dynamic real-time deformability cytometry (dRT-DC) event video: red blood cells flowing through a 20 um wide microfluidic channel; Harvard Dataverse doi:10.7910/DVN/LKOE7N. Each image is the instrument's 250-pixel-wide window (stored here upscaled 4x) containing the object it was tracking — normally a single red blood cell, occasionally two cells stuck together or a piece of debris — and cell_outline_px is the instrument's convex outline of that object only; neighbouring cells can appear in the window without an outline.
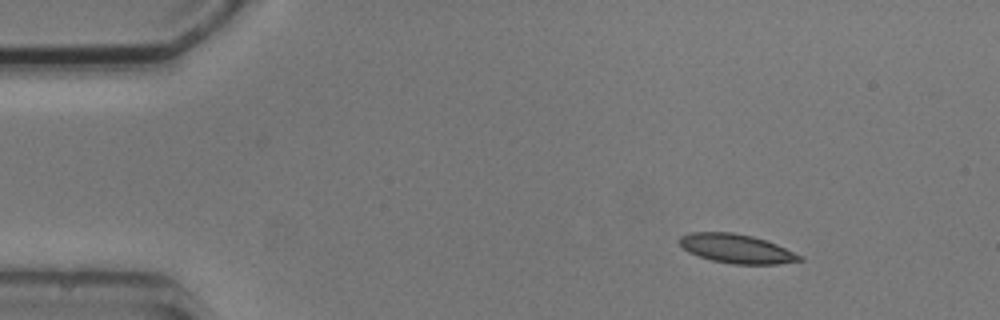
{"species": "common noctule bat (a hibernating species)", "species_latin": "Nyctalus noctula", "temperature_condition": "cold", "stored_images_in_passage": 6, "camera_frame_rate_fps": 3000, "um_per_image_px": 0.085, "animal": {"sex": "male", "body_mass_g": 20.5, "forearm_length_mm": 52.5}, "frame": {"image": 1, "passage_image": 1, "time_ms": 0.0, "image_size_px": [1000, 320], "cell_outline_px": [[804, 260], [776, 264], [732, 264], [712, 260], [688, 252], [680, 244], [680, 236], [692, 232], [732, 232], [752, 236], [776, 244], [804, 256]], "centroid_in_image_um": [62.63, 21.14], "position_along_channel_um": 22.4, "area_um2": 20.17}}
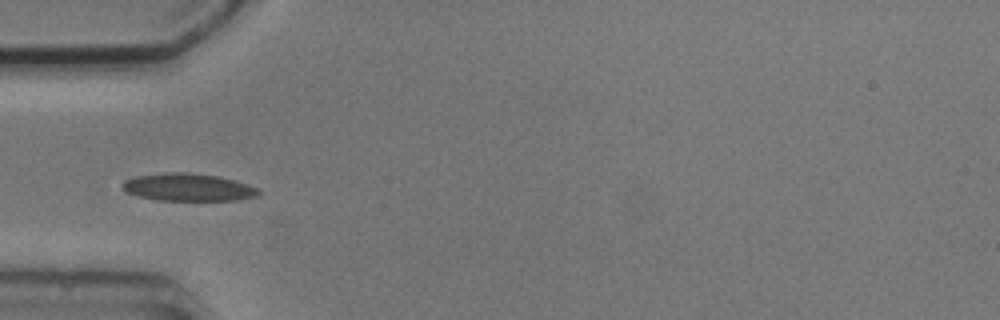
{"frame": {"image": 2, "passage_image": 4, "time_ms": 3.333, "image_size_px": [1000, 320], "cell_outline_px": [[260, 192], [256, 196], [240, 200], [160, 200], [136, 196], [124, 192], [120, 188], [120, 184], [124, 180], [136, 176], [168, 172], [188, 172], [216, 176], [232, 180], [256, 188]], "centroid_in_image_um": [15.88, 15.92], "position_along_channel_um": 69.1, "area_um2": 21.79}}